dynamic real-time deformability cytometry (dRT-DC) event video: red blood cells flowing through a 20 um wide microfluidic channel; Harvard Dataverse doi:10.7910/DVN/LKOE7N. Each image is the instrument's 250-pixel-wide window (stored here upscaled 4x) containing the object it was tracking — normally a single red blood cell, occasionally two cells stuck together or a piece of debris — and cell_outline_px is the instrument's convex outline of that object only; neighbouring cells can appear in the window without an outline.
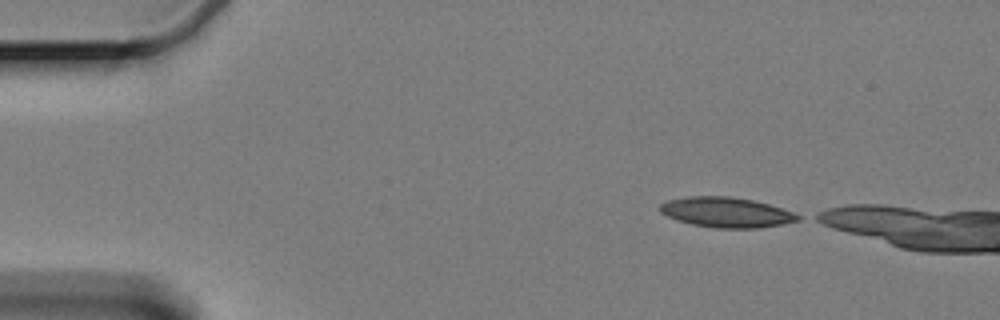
{"species": "Egyptian fruit bat (a non-hibernating species)", "species_latin": "Rousettus aegyptiacus", "temperature_condition": "cold", "stored_images_in_passage": 42, "camera_frame_rate_fps": 3000, "um_per_image_px": 0.085, "animal": {"sex": "female"}, "frame": {"image": 1, "passage_image": 1, "time_ms": 0.0, "image_size_px": [1000, 320], "cell_outline_px": [[800, 220], [760, 228], [716, 228], [692, 224], [676, 220], [660, 212], [660, 204], [668, 200], [688, 196], [728, 196], [752, 200], [768, 204], [792, 212], [800, 216]], "centroid_in_image_um": [61.7, 18.05], "position_along_channel_um": 23.3, "area_um2": 23.99}}
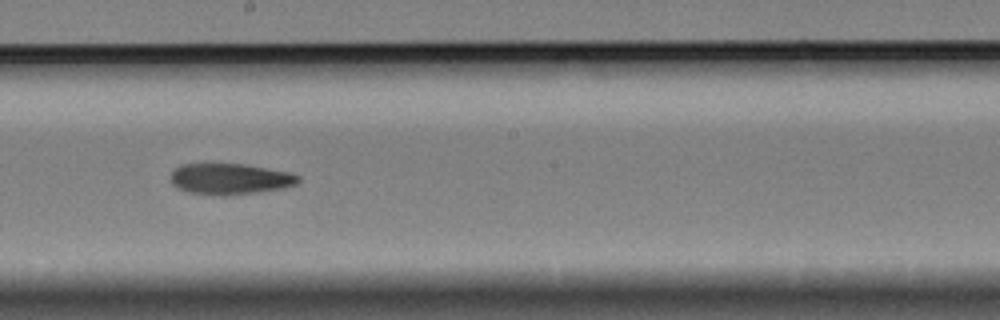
{"frame": {"image": 2, "passage_image": 26, "time_ms": 8.333, "image_size_px": [1000, 320], "cell_outline_px": [[300, 180], [296, 184], [280, 188], [256, 192], [224, 196], [212, 196], [188, 192], [176, 188], [172, 184], [168, 176], [180, 164], [244, 164], [288, 172], [300, 176]], "centroid_in_image_um": [19.47, 15.22], "position_along_channel_um": 228.7, "area_um2": 23.18}}
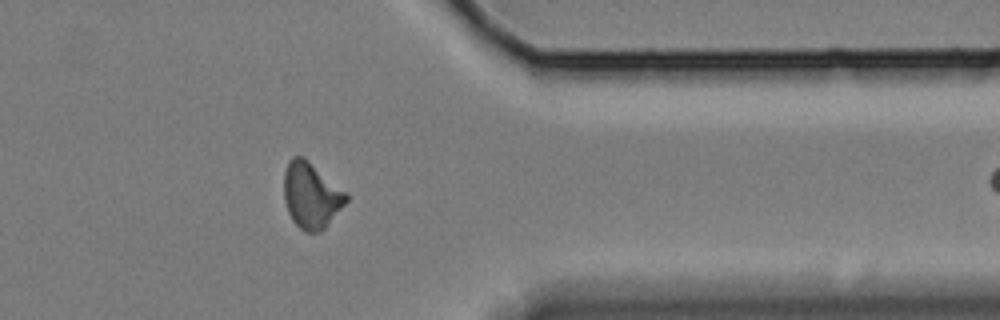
{"frame": {"image": 3, "passage_image": 41, "time_ms": 13.333, "image_size_px": [1000, 320], "cell_outline_px": [[348, 200], [324, 228], [320, 232], [304, 232], [292, 220], [288, 212], [284, 200], [284, 172], [288, 160], [292, 156], [304, 156], [348, 192]], "centroid_in_image_um": [26.45, 16.57], "position_along_channel_um": 384.9, "area_um2": 24.16}}